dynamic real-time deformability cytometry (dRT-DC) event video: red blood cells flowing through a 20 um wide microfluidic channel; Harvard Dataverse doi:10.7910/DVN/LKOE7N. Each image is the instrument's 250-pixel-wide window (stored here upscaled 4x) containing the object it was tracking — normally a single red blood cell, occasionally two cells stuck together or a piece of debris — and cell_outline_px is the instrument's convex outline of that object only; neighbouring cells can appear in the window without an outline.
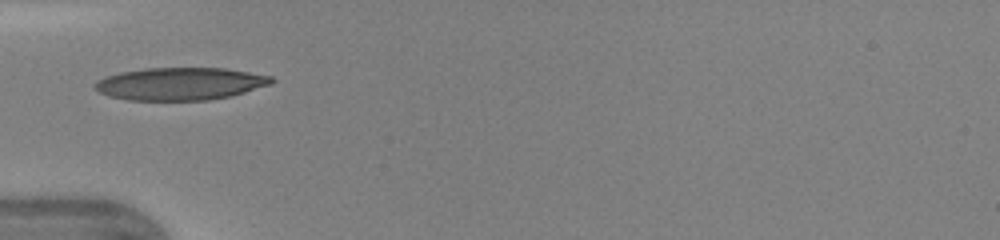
{"species": "human", "species_latin": "Homo sapiens", "temperature_condition": "warm", "stored_images_in_passage": 31, "camera_frame_rate_fps": 3000, "um_per_image_px": 0.085, "donor": {"sex": "female"}, "frame": {"image": 1, "passage_image": 1, "time_ms": 0.0, "image_size_px": [1000, 240], "cell_outline_px": [[276, 80], [272, 84], [232, 96], [208, 100], [128, 100], [108, 96], [100, 92], [96, 88], [96, 80], [120, 72], [148, 68], [224, 68], [272, 76]], "centroid_in_image_um": [15.36, 7.12], "position_along_channel_um": 69.6, "area_um2": 33.47}}
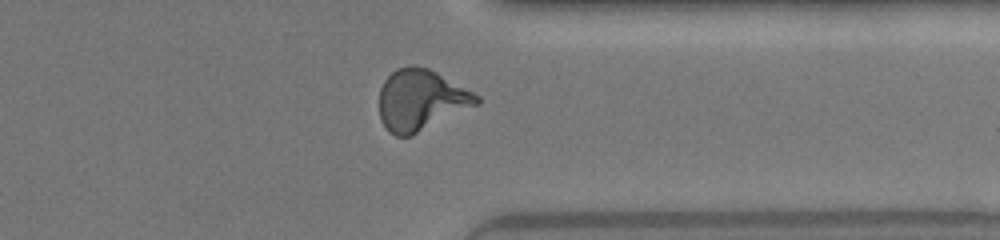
{"frame": {"image": 2, "passage_image": 22, "time_ms": 7.0, "image_size_px": [1000, 240], "cell_outline_px": [[480, 104], [412, 136], [396, 136], [388, 132], [380, 120], [380, 88], [384, 80], [396, 68], [408, 64], [412, 64], [428, 68], [436, 72], [480, 96]], "centroid_in_image_um": [35.77, 8.51], "position_along_channel_um": 375.6, "area_um2": 34.91}}
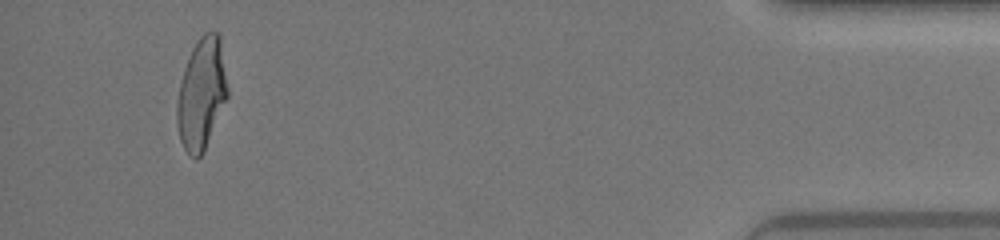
{"frame": {"image": 3, "passage_image": 29, "time_ms": 9.333, "image_size_px": [1000, 240], "cell_outline_px": [[228, 96], [204, 152], [196, 160], [188, 156], [180, 140], [176, 120], [176, 104], [180, 84], [184, 68], [192, 48], [200, 36], [204, 32], [216, 32], [220, 36], [228, 88]], "centroid_in_image_um": [17.12, 8.0], "position_along_channel_um": 418.1, "area_um2": 32.95}, "authors_computed_cell_mechanics": {"area_um2": 32.657, "velocity_mm_per_s": 4.3827, "shape_relaxation_time_tau1_ms": 3.4697, "shape_relaxation_time_tau2_ms": null, "deformation_change_tau1": 0.1987, "deformation_change_tau2": null}}